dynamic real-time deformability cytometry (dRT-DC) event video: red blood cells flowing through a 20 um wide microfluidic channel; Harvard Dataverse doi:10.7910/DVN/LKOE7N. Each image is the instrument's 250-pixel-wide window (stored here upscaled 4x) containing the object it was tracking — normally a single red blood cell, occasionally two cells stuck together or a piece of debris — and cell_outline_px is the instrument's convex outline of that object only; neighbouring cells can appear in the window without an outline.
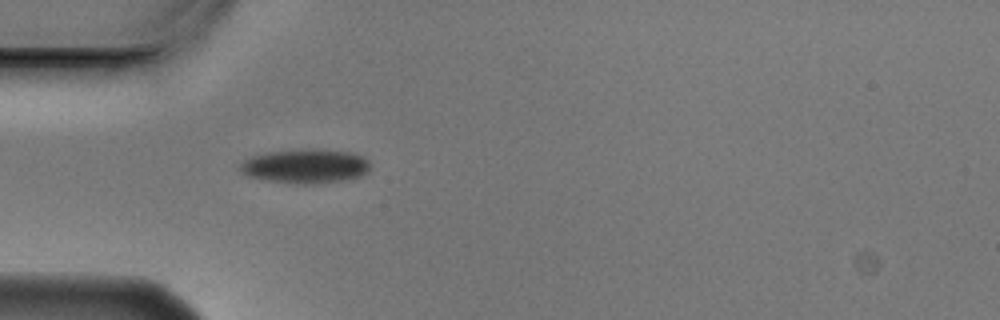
{"species": "Egyptian fruit bat (a non-hibernating species)", "species_latin": "Rousettus aegyptiacus", "temperature_condition": "cold", "stored_images_in_passage": 1, "camera_frame_rate_fps": 3000, "um_per_image_px": 0.085, "animal": {"sex": "male"}, "frame": {"image": 1, "passage_image": 1, "time_ms": 0.0, "image_size_px": [1000, 320], "cell_outline_px": [[368, 172], [364, 176], [344, 180], [316, 184], [300, 184], [268, 180], [248, 176], [240, 172], [240, 164], [244, 160], [252, 156], [268, 152], [304, 148], [312, 148], [348, 152], [360, 156], [368, 160]], "centroid_in_image_um": [25.96, 14.12], "position_along_channel_um": 59.0, "area_um2": 26.01}}